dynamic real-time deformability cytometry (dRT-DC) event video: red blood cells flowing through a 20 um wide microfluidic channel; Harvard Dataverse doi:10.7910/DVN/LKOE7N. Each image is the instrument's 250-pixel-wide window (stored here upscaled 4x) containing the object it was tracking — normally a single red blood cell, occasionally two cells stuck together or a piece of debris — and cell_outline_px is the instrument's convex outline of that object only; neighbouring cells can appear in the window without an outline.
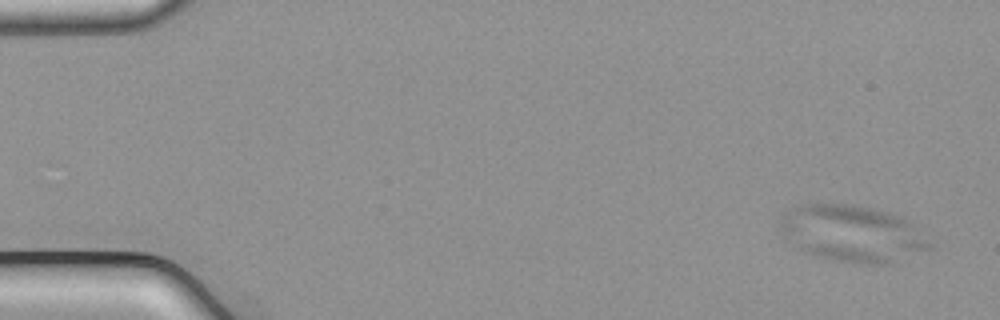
{"species": "common noctule bat (a hibernating species)", "species_latin": "Nyctalus noctula", "temperature_condition": "cold", "stored_images_in_passage": 13, "camera_frame_rate_fps": 3000, "um_per_image_px": 0.085, "animal": {"sex": "male", "body_mass_g": 21.5, "forearm_length_mm": 52.0}, "frame": {"image": 1, "passage_image": 6, "time_ms": 1.667, "image_size_px": [1000, 320], "cell_outline_px": [[932, 248], [888, 264], [852, 264], [812, 256], [792, 248], [784, 236], [784, 212], [788, 208], [800, 204], [852, 204], [888, 212], [904, 216], [932, 244]], "centroid_in_image_um": [72.43, 19.87], "position_along_channel_um": 12.6, "area_um2": 49.65}}